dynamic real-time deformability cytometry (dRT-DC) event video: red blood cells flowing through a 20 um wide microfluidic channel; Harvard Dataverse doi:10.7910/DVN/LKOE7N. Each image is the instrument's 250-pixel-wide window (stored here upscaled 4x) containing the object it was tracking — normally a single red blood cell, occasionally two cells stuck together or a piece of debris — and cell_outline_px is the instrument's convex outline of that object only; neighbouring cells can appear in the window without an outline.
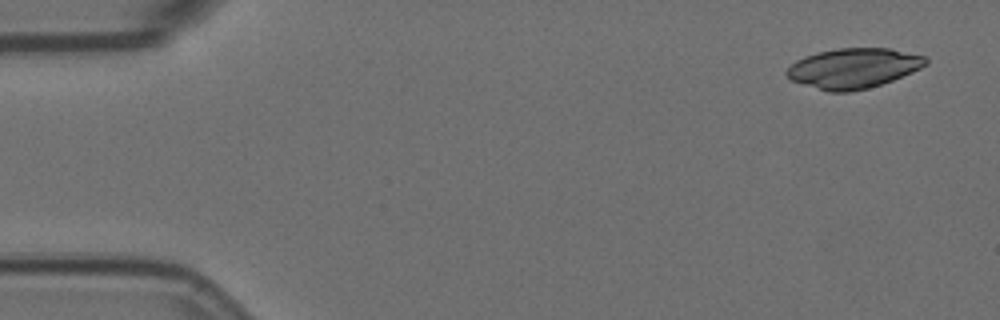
{"species": "Egyptian fruit bat (a non-hibernating species)", "species_latin": "Rousettus aegyptiacus", "temperature_condition": "room temperature", "stored_images_in_passage": 14, "camera_frame_rate_fps": 3000, "um_per_image_px": 0.085, "animal": {"sex": "female"}, "frame": {"image": 1, "passage_image": 1, "time_ms": 0.0, "image_size_px": [1000, 320], "cell_outline_px": [[928, 64], [912, 72], [892, 80], [868, 88], [848, 92], [828, 92], [792, 80], [784, 76], [784, 72], [796, 60], [804, 56], [816, 52], [836, 48], [892, 48], [924, 56], [928, 60]], "centroid_in_image_um": [72.52, 5.79], "position_along_channel_um": 12.5, "area_um2": 32.48}}
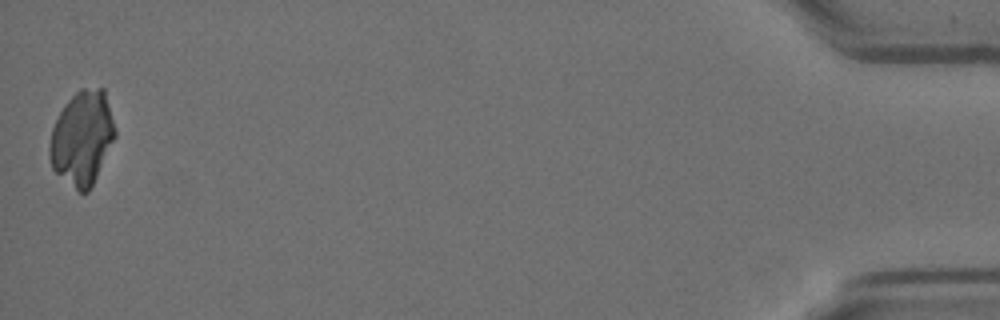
{"frame": {"image": 2, "passage_image": 14, "time_ms": 4.333, "image_size_px": [1000, 320], "cell_outline_px": [[116, 136], [88, 192], [80, 192], [56, 172], [52, 168], [48, 152], [48, 148], [52, 128], [64, 104], [80, 88], [104, 88], [116, 128]], "centroid_in_image_um": [6.98, 11.69], "position_along_channel_um": 428.2, "area_um2": 35.6}}